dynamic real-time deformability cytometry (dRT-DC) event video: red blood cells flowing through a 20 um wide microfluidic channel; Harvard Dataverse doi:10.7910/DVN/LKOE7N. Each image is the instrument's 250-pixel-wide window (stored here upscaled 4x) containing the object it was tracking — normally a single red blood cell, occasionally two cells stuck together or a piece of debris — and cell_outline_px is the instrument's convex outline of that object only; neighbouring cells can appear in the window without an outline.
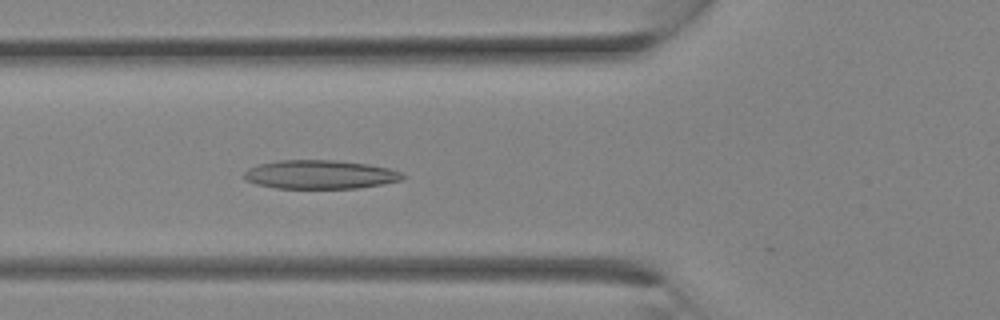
{"species": "Egyptian fruit bat (a non-hibernating species)", "species_latin": "Rousettus aegyptiacus", "temperature_condition": "room temperature", "stored_images_in_passage": 8, "camera_frame_rate_fps": 3000, "um_per_image_px": 0.085, "animal": {"sex": "female"}, "frame": {"image": 1, "passage_image": 8, "time_ms": 2.333, "image_size_px": [1000, 320], "cell_outline_px": [[408, 176], [400, 180], [380, 184], [356, 188], [276, 188], [256, 184], [244, 180], [244, 172], [248, 168], [260, 164], [276, 160], [336, 160], [368, 164], [388, 168], [400, 172]], "centroid_in_image_um": [27.17, 14.83], "position_along_channel_um": 98.6, "area_um2": 26.53}}